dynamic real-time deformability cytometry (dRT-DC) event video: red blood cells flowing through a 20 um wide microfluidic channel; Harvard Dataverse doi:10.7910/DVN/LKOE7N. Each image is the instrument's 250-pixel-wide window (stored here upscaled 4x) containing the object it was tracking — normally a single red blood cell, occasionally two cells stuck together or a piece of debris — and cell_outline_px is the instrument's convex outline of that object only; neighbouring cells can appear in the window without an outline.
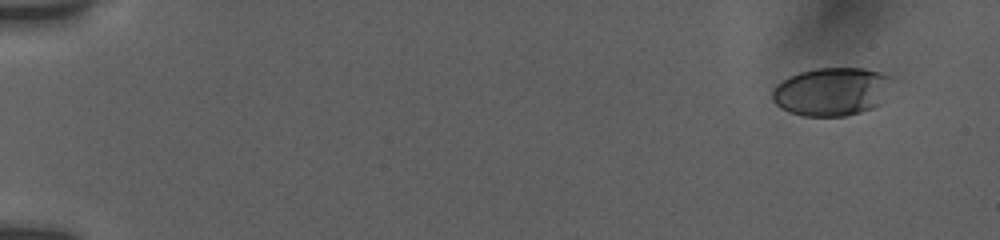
{"species": "human", "species_latin": "Homo sapiens", "temperature_condition": "room temperature", "stored_images_in_passage": 11, "camera_frame_rate_fps": 3000, "um_per_image_px": 0.085, "donor": {"sex": "female"}, "frame": {"image": 1, "passage_image": 1, "time_ms": 0.0, "image_size_px": [1000, 240], "cell_outline_px": [[888, 76], [880, 104], [872, 108], [860, 112], [844, 116], [804, 116], [788, 112], [776, 104], [772, 100], [772, 92], [776, 84], [800, 72], [816, 68], [864, 68], [880, 72]], "centroid_in_image_um": [70.59, 7.79], "position_along_channel_um": 14.4, "area_um2": 32.95}}
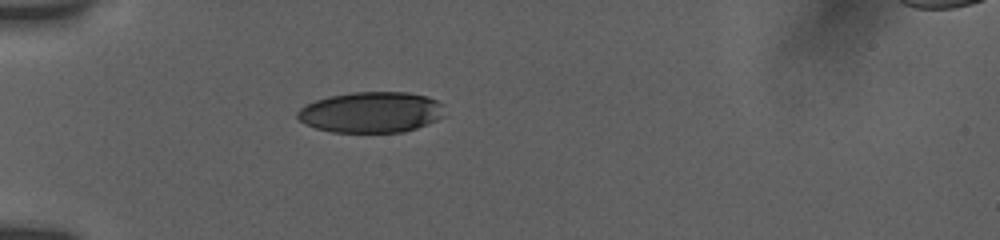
{"frame": {"image": 2, "passage_image": 7, "time_ms": 4.667, "image_size_px": [1000, 240], "cell_outline_px": [[444, 116], [436, 120], [416, 128], [404, 132], [332, 132], [316, 128], [300, 120], [296, 116], [296, 112], [300, 108], [316, 100], [328, 96], [352, 92], [408, 92], [428, 96], [436, 100], [440, 104]], "centroid_in_image_um": [31.54, 9.53], "position_along_channel_um": 53.5, "area_um2": 34.85}}
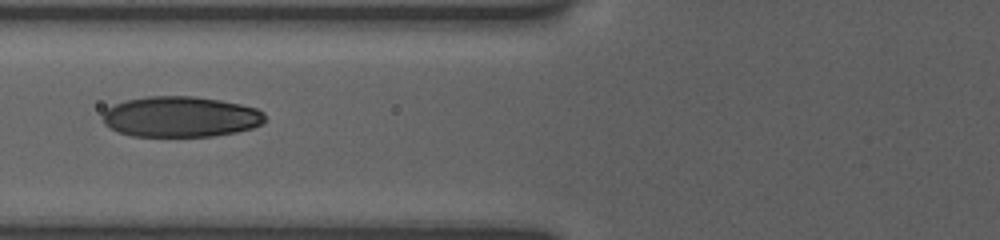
{"frame": {"image": 3, "passage_image": 10, "time_ms": 6.667, "image_size_px": [1000, 240], "cell_outline_px": [[264, 120], [260, 124], [252, 128], [236, 132], [212, 136], [132, 136], [120, 132], [104, 124], [104, 112], [108, 108], [124, 100], [148, 96], [196, 96], [220, 100], [240, 104], [256, 108], [264, 112]], "centroid_in_image_um": [15.36, 9.92], "position_along_channel_um": 110.4, "area_um2": 38.26}}